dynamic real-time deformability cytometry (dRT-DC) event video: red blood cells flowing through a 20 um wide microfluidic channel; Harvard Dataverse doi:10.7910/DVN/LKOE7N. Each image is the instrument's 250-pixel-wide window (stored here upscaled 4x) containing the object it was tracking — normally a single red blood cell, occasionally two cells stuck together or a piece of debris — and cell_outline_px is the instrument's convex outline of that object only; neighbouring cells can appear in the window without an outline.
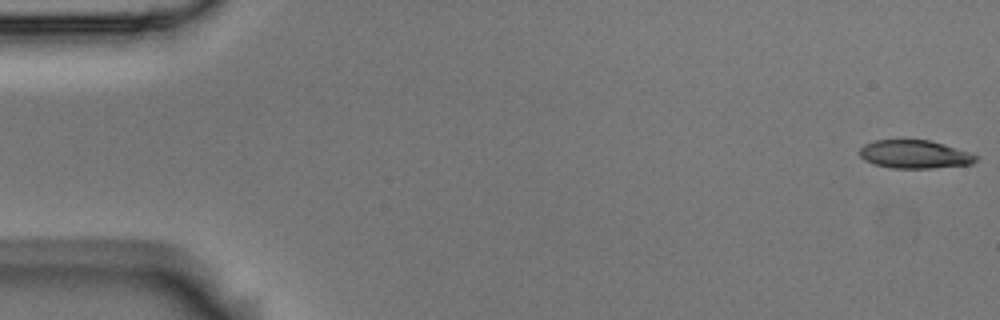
{"species": "Egyptian fruit bat (a non-hibernating species)", "species_latin": "Rousettus aegyptiacus", "temperature_condition": "room temperature", "stored_images_in_passage": 6, "camera_frame_rate_fps": 3000, "um_per_image_px": 0.085, "animal": {"sex": "male"}, "frame": {"image": 1, "passage_image": 1, "time_ms": 0.0, "image_size_px": [1000, 320], "cell_outline_px": [[976, 160], [972, 164], [928, 168], [892, 168], [876, 164], [864, 160], [860, 156], [860, 148], [864, 144], [872, 140], [928, 140], [944, 144], [968, 152], [976, 156]], "centroid_in_image_um": [77.7, 13.11], "position_along_channel_um": 7.3, "area_um2": 18.9}}
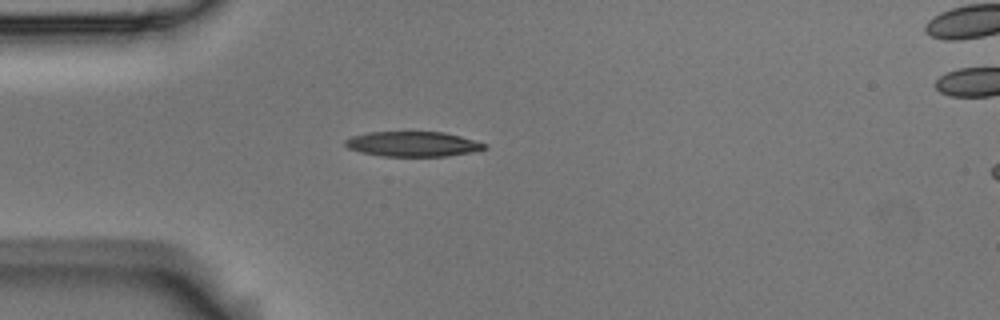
{"frame": {"image": 2, "passage_image": 5, "time_ms": 1.333, "image_size_px": [1000, 320], "cell_outline_px": [[488, 148], [472, 152], [448, 156], [384, 156], [360, 152], [348, 148], [344, 144], [344, 140], [352, 136], [368, 132], [444, 132], [460, 136], [488, 144]], "centroid_in_image_um": [35.1, 12.24], "position_along_channel_um": 49.9, "area_um2": 20.35}}